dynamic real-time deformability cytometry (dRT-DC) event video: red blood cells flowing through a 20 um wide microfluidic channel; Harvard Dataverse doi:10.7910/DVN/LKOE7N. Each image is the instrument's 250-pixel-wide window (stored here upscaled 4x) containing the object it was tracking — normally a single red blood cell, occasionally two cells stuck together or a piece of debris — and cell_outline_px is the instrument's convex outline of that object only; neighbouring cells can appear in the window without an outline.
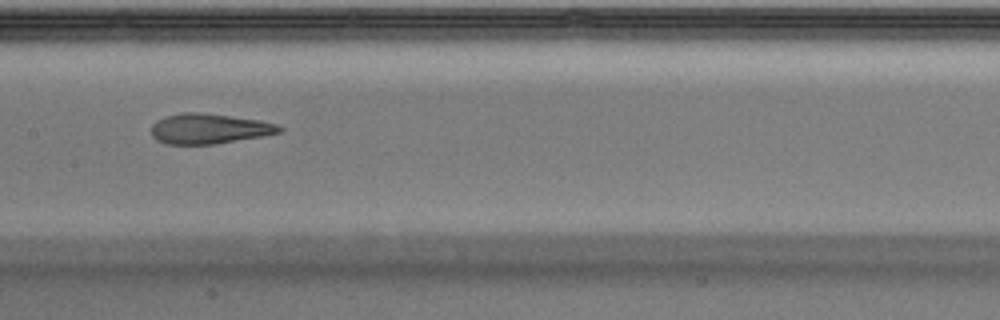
{"species": "Egyptian fruit bat (a non-hibernating species)", "species_latin": "Rousettus aegyptiacus", "temperature_condition": "warm", "stored_images_in_passage": 29, "camera_frame_rate_fps": 3000, "um_per_image_px": 0.085, "animal": {"sex": "male"}, "frame": {"image": 1, "passage_image": 9, "time_ms": 2.667, "image_size_px": [1000, 320], "cell_outline_px": [[284, 128], [280, 132], [264, 136], [212, 144], [164, 144], [156, 140], [152, 136], [152, 124], [156, 120], [168, 116], [184, 112], [200, 112], [260, 120], [276, 124]], "centroid_in_image_um": [17.76, 10.94], "position_along_channel_um": 189.6, "area_um2": 22.43}}